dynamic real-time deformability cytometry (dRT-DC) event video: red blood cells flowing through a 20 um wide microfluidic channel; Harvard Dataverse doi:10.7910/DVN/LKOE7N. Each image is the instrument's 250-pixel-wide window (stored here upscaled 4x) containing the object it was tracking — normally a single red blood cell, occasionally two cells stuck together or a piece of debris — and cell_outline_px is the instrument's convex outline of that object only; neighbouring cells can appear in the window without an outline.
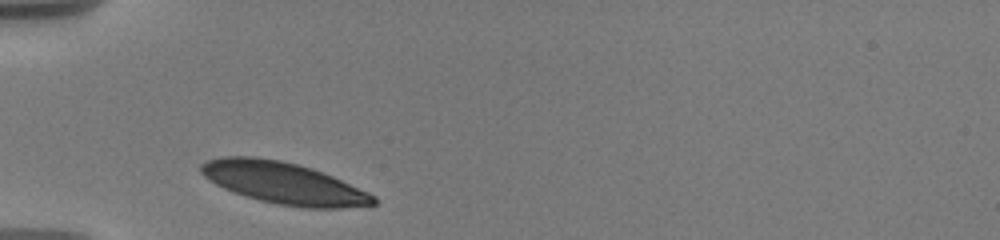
{"species": "human", "species_latin": "Homo sapiens", "temperature_condition": "warm", "stored_images_in_passage": 27, "camera_frame_rate_fps": 3000, "um_per_image_px": 0.085, "donor": {"sex": "male"}, "frame": {"image": 1, "passage_image": 1, "time_ms": 0.0, "image_size_px": [1000, 240], "cell_outline_px": [[376, 204], [340, 208], [304, 208], [276, 204], [260, 200], [224, 188], [208, 180], [200, 172], [200, 164], [208, 160], [224, 156], [256, 156], [280, 160], [300, 164], [312, 168], [332, 176], [368, 192], [376, 196]], "centroid_in_image_um": [24.1, 15.55], "position_along_channel_um": 60.9, "area_um2": 41.79}}
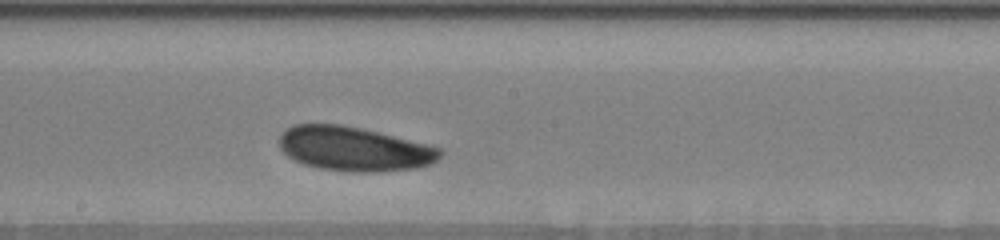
{"frame": {"image": 2, "passage_image": 12, "time_ms": 4.667, "image_size_px": [1000, 240], "cell_outline_px": [[444, 152], [432, 164], [416, 168], [376, 172], [348, 172], [320, 168], [304, 164], [288, 156], [280, 148], [280, 136], [292, 124], [340, 124], [360, 128], [440, 148]], "centroid_in_image_um": [30.09, 12.66], "position_along_channel_um": 218.1, "area_um2": 41.1}}
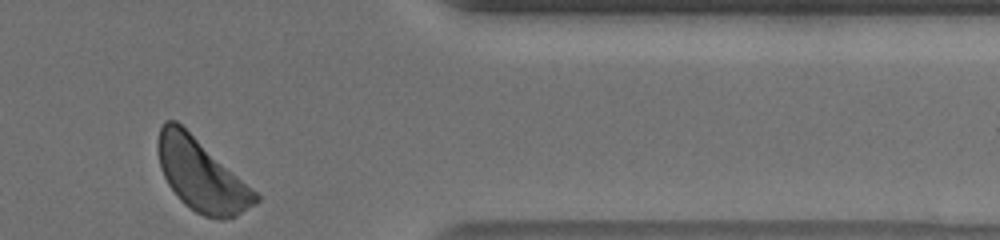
{"frame": {"image": 3, "passage_image": 27, "time_ms": 10.0, "image_size_px": [1000, 240], "cell_outline_px": [[260, 200], [256, 204], [236, 216], [224, 220], [220, 220], [204, 216], [196, 212], [184, 204], [180, 200], [168, 184], [160, 168], [156, 148], [156, 144], [160, 128], [164, 120], [176, 120], [256, 192], [260, 196]], "centroid_in_image_um": [17.08, 14.9], "position_along_channel_um": 394.3, "area_um2": 40.58}, "authors_computed_cell_mechanics": {"area_um2": 41.0958, "velocity_mm_per_s": 3.5692, "shape_relaxation_time_tau1_ms": 1.8692, "shape_relaxation_time_tau2_ms": null, "deformation_change_tau1": 0.062, "deformation_change_tau2": null}}